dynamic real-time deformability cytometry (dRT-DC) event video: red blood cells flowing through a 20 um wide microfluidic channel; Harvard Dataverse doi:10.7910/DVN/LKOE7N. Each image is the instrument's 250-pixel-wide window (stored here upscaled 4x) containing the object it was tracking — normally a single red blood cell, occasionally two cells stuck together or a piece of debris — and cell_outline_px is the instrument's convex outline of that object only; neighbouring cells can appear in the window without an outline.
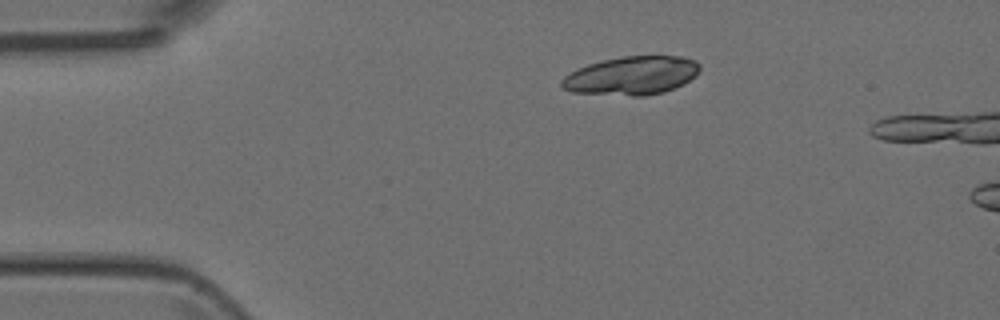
{"species": "Egyptian fruit bat (a non-hibernating species)", "species_latin": "Rousettus aegyptiacus", "temperature_condition": "room temperature", "stored_images_in_passage": 7, "camera_frame_rate_fps": 3000, "um_per_image_px": 0.085, "animal": {"sex": "female"}, "frame": {"image": 1, "passage_image": 1, "time_ms": 0.0, "image_size_px": [1000, 320], "cell_outline_px": [[700, 68], [696, 76], [684, 84], [664, 92], [644, 96], [632, 96], [572, 92], [564, 88], [560, 84], [560, 80], [564, 76], [576, 68], [588, 64], [604, 60], [624, 56], [680, 56], [696, 60], [700, 64]], "centroid_in_image_um": [53.7, 6.43], "position_along_channel_um": 31.3, "area_um2": 31.15}}